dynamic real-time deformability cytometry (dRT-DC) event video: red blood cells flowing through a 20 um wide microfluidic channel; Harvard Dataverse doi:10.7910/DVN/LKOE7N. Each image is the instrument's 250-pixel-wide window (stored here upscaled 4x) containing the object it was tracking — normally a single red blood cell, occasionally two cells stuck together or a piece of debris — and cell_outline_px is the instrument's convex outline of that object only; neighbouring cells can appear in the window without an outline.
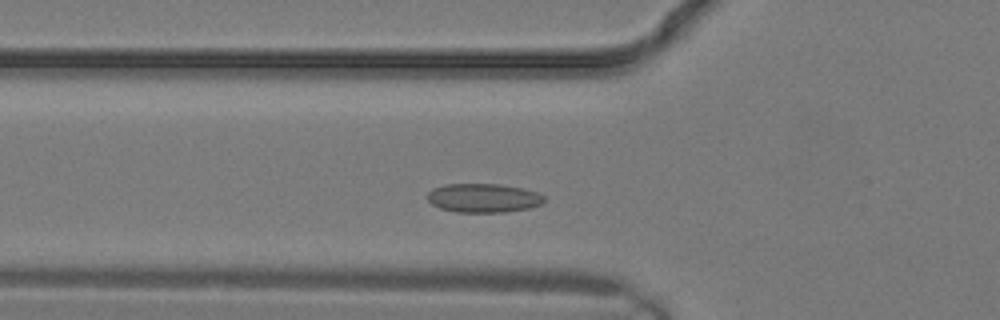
{"species": "common noctule bat (a hibernating species)", "species_latin": "Nyctalus noctula", "temperature_condition": "warm", "stored_images_in_passage": 22, "camera_frame_rate_fps": 3000, "um_per_image_px": 0.085, "animal": {"sex": "male", "body_mass_g": 19.2, "forearm_length_mm": 51.8}, "frame": {"image": 1, "passage_image": 5, "time_ms": 1.333, "image_size_px": [1000, 320], "cell_outline_px": [[548, 200], [540, 204], [528, 208], [504, 212], [456, 212], [440, 208], [432, 204], [428, 200], [428, 192], [432, 188], [444, 184], [500, 184], [524, 188], [536, 192], [544, 196]], "centroid_in_image_um": [41.09, 16.82], "position_along_channel_um": 84.7, "area_um2": 19.77}}
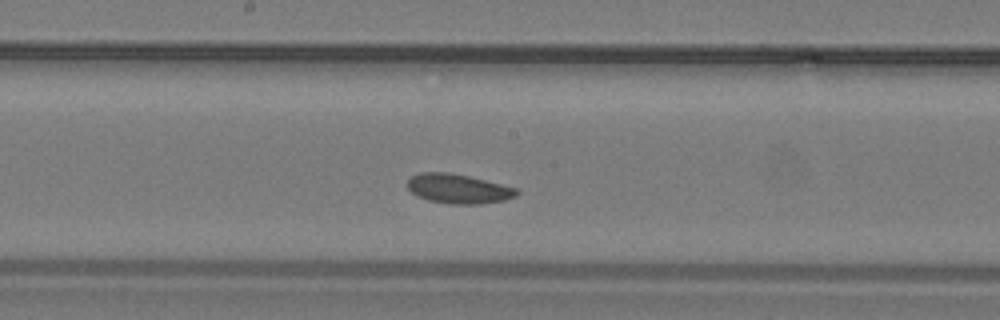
{"frame": {"image": 2, "passage_image": 10, "time_ms": 3.0, "image_size_px": [1000, 320], "cell_outline_px": [[520, 192], [516, 196], [504, 200], [480, 204], [452, 204], [428, 200], [416, 196], [408, 188], [408, 180], [412, 176], [420, 172], [448, 172], [468, 176], [516, 188]], "centroid_in_image_um": [38.94, 16.05], "position_along_channel_um": 209.3, "area_um2": 18.61}}
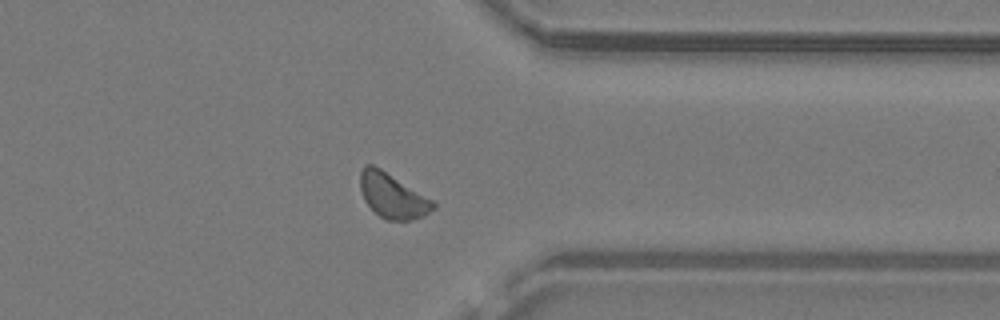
{"frame": {"image": 3, "passage_image": 17, "time_ms": 5.333, "image_size_px": [1000, 320], "cell_outline_px": [[436, 208], [424, 216], [412, 220], [384, 220], [364, 200], [360, 188], [360, 172], [364, 164], [372, 164], [380, 168], [432, 200], [436, 204]], "centroid_in_image_um": [33.36, 16.65], "position_along_channel_um": 378.0, "area_um2": 18.84}}